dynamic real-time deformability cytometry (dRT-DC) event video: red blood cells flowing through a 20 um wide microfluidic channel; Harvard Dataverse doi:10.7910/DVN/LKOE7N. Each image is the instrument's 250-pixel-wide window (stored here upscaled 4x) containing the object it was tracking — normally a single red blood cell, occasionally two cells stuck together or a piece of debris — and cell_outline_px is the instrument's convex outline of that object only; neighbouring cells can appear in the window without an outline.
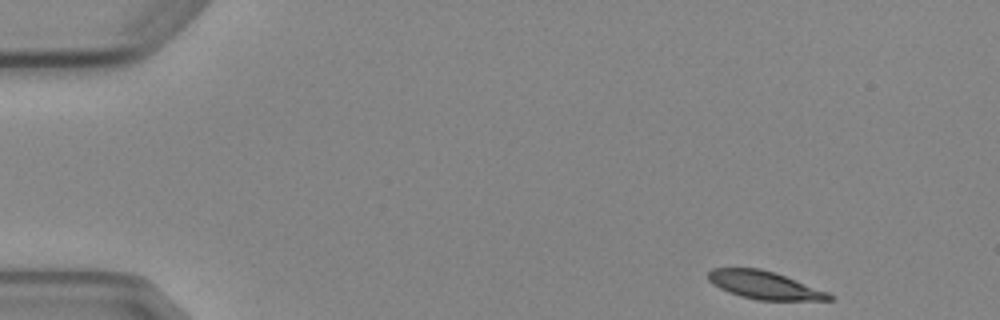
{"species": "Egyptian fruit bat (a non-hibernating species)", "species_latin": "Rousettus aegyptiacus", "temperature_condition": "cold", "stored_images_in_passage": 3, "camera_frame_rate_fps": 3000, "um_per_image_px": 0.085, "animal": {"sex": "female"}, "frame": {"image": 1, "passage_image": 1, "time_ms": 0.0, "image_size_px": [1000, 320], "cell_outline_px": [[836, 296], [832, 300], [756, 300], [740, 296], [728, 292], [712, 284], [708, 280], [708, 272], [712, 268], [760, 268], [776, 272], [828, 292]], "centroid_in_image_um": [64.98, 24.23], "position_along_channel_um": 20.0, "area_um2": 19.83}}
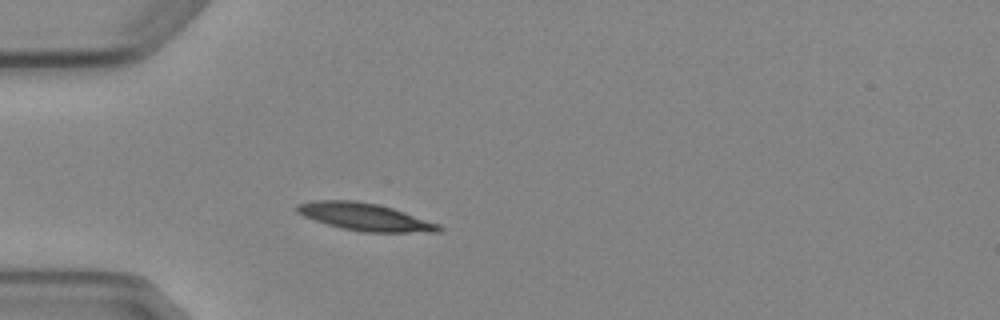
{"frame": {"image": 2, "passage_image": 3, "time_ms": 3.333, "image_size_px": [1000, 320], "cell_outline_px": [[444, 228], [440, 232], [364, 232], [340, 228], [304, 216], [296, 212], [296, 204], [312, 200], [356, 200], [376, 204], [392, 208], [440, 224]], "centroid_in_image_um": [31.02, 18.43], "position_along_channel_um": 54.0, "area_um2": 22.66}}